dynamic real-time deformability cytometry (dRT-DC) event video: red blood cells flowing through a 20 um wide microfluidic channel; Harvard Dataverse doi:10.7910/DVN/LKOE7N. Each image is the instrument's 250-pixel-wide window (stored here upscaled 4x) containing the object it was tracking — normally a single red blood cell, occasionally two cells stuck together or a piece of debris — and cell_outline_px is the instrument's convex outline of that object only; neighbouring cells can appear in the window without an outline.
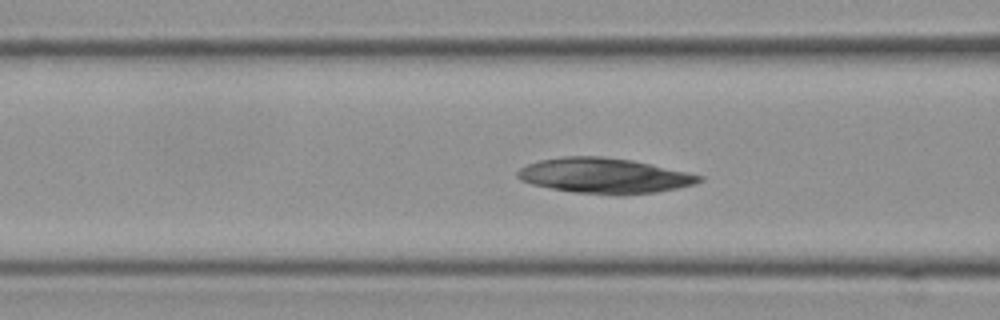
{"species": "Egyptian fruit bat (a non-hibernating species)", "species_latin": "Rousettus aegyptiacus", "temperature_condition": "cold", "stored_images_in_passage": 59, "camera_frame_rate_fps": 3000, "um_per_image_px": 0.085, "frame": {"image": 1, "passage_image": 24, "time_ms": 7.667, "image_size_px": [1000, 320], "cell_outline_px": [[704, 180], [696, 184], [656, 192], [624, 196], [616, 196], [576, 192], [552, 188], [532, 184], [520, 180], [516, 176], [516, 172], [520, 168], [528, 164], [540, 160], [564, 156], [600, 156], [632, 160], [652, 164], [704, 176]], "centroid_in_image_um": [51.39, 14.94], "position_along_channel_um": 115.2, "area_um2": 37.51}}
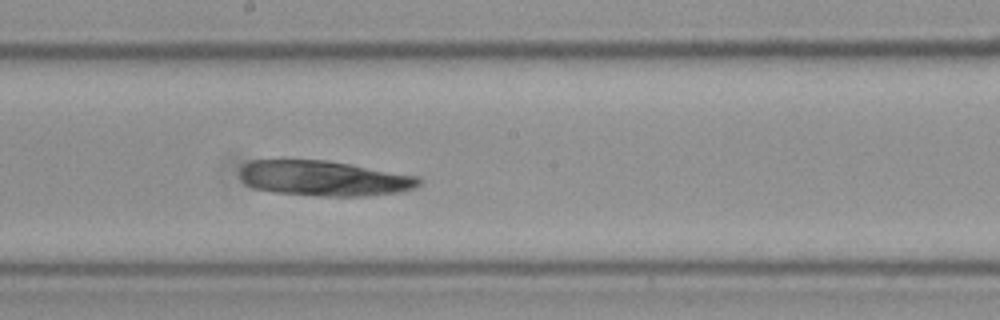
{"frame": {"image": 2, "passage_image": 33, "time_ms": 10.667, "image_size_px": [1000, 320], "cell_outline_px": [[420, 184], [412, 188], [400, 192], [368, 196], [316, 196], [272, 192], [256, 188], [240, 180], [240, 168], [244, 164], [252, 160], [284, 156], [328, 160], [352, 164], [416, 176], [420, 180]], "centroid_in_image_um": [27.42, 15.11], "position_along_channel_um": 220.8, "area_um2": 37.86}}
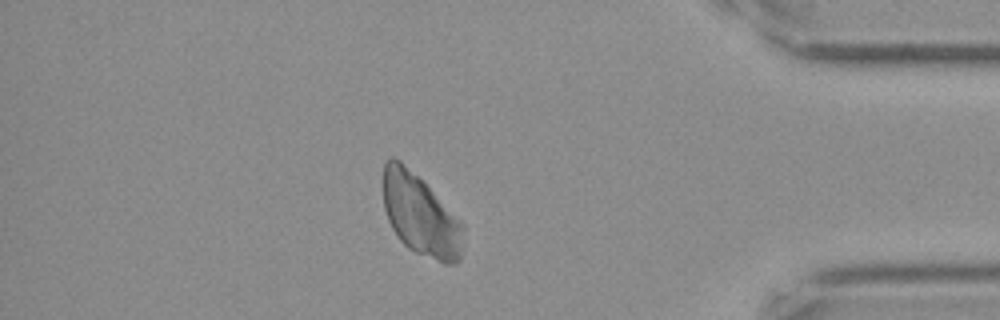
{"frame": {"image": 3, "passage_image": 51, "time_ms": 16.667, "image_size_px": [1000, 320], "cell_outline_px": [[464, 228], [460, 260], [456, 264], [444, 264], [416, 252], [408, 248], [396, 236], [388, 220], [384, 208], [380, 184], [380, 180], [384, 164], [388, 156], [392, 156], [400, 160], [464, 224]], "centroid_in_image_um": [35.68, 18.28], "position_along_channel_um": 399.5, "area_um2": 38.15}}